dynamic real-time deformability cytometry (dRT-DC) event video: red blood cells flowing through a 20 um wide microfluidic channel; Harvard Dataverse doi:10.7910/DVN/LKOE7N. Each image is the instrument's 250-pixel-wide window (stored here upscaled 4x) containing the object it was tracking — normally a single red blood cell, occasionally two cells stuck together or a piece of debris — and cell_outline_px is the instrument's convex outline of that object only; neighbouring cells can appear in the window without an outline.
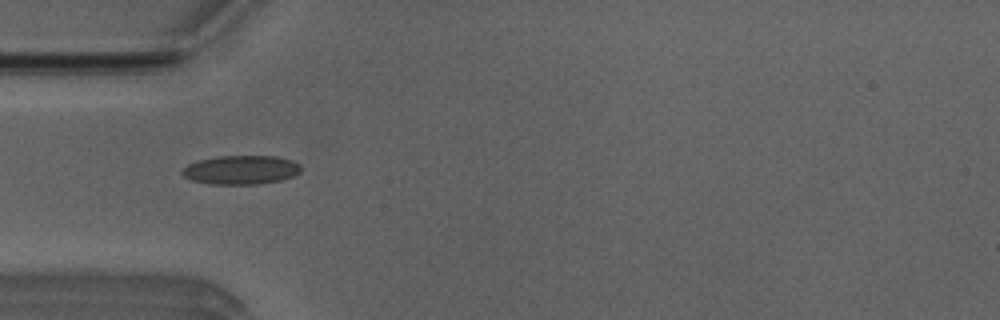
{"species": "Egyptian fruit bat (a non-hibernating species)", "species_latin": "Rousettus aegyptiacus", "temperature_condition": "room temperature", "stored_images_in_passage": 33, "camera_frame_rate_fps": 3000, "um_per_image_px": 0.085, "animal": {"sex": "male"}, "frame": {"image": 1, "passage_image": 1, "time_ms": 0.0, "image_size_px": [1000, 320], "cell_outline_px": [[300, 172], [292, 176], [280, 180], [260, 184], [208, 184], [192, 180], [184, 176], [180, 172], [188, 164], [196, 160], [216, 156], [276, 156], [292, 160], [300, 164]], "centroid_in_image_um": [20.46, 14.43], "position_along_channel_um": 64.5, "area_um2": 20.11}}
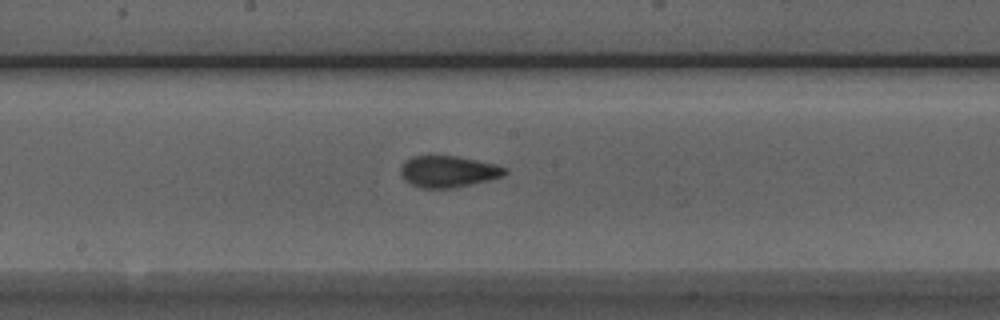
{"frame": {"image": 2, "passage_image": 12, "time_ms": 3.667, "image_size_px": [1000, 320], "cell_outline_px": [[508, 172], [504, 176], [472, 184], [452, 188], [420, 188], [404, 180], [400, 172], [400, 168], [404, 160], [412, 156], [456, 156], [496, 164], [508, 168]], "centroid_in_image_um": [38.1, 14.58], "position_along_channel_um": 210.1, "area_um2": 19.25}}
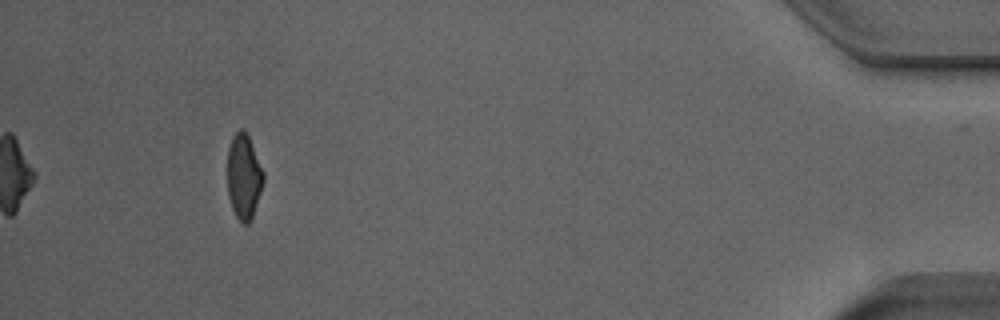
{"frame": {"image": 3, "passage_image": 33, "time_ms": 10.667, "image_size_px": [1000, 320], "cell_outline_px": [[264, 180], [252, 216], [248, 224], [240, 224], [232, 208], [228, 196], [228, 148], [232, 136], [240, 128], [244, 128], [248, 136], [264, 172]], "centroid_in_image_um": [20.71, 15.0], "position_along_channel_um": 414.5, "area_um2": 17.74}, "authors_computed_cell_mechanics": {"area_um2": 18.9584, "velocity_mm_per_s": 3.9635, "shape_relaxation_time_tau1_ms": 4.0414, "shape_relaxation_time_tau2_ms": 1.8369, "deformation_change_tau1": 0.1132, "deformation_change_tau2": 0.0711}}